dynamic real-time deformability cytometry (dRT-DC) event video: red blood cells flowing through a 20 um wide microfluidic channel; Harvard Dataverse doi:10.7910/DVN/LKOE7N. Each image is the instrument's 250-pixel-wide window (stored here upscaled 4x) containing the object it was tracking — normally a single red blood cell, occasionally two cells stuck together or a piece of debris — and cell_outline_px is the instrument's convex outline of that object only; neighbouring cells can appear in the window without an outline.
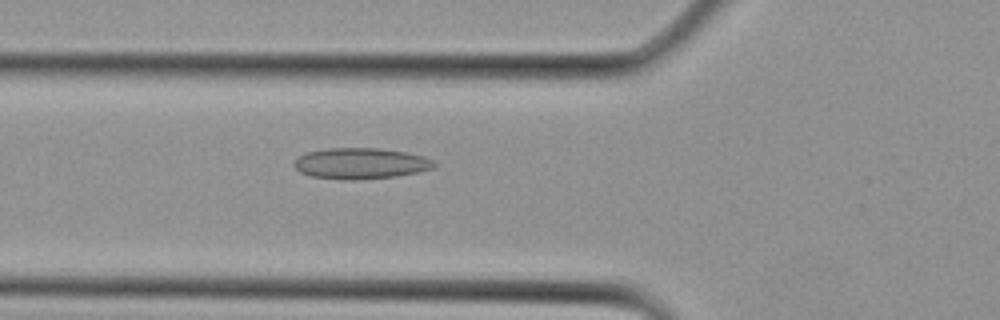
{"species": "Egyptian fruit bat (a non-hibernating species)", "species_latin": "Rousettus aegyptiacus", "temperature_condition": "cold", "stored_images_in_passage": 3, "camera_frame_rate_fps": 3000, "um_per_image_px": 0.085, "animal": {"sex": "female"}, "frame": {"image": 1, "passage_image": 3, "time_ms": 0.667, "image_size_px": [1000, 320], "cell_outline_px": [[436, 164], [432, 168], [416, 172], [396, 176], [356, 180], [340, 180], [312, 176], [300, 172], [292, 164], [300, 156], [308, 152], [328, 148], [380, 148], [408, 152], [424, 156], [432, 160]], "centroid_in_image_um": [30.65, 13.89], "position_along_channel_um": 95.1, "area_um2": 25.26}}